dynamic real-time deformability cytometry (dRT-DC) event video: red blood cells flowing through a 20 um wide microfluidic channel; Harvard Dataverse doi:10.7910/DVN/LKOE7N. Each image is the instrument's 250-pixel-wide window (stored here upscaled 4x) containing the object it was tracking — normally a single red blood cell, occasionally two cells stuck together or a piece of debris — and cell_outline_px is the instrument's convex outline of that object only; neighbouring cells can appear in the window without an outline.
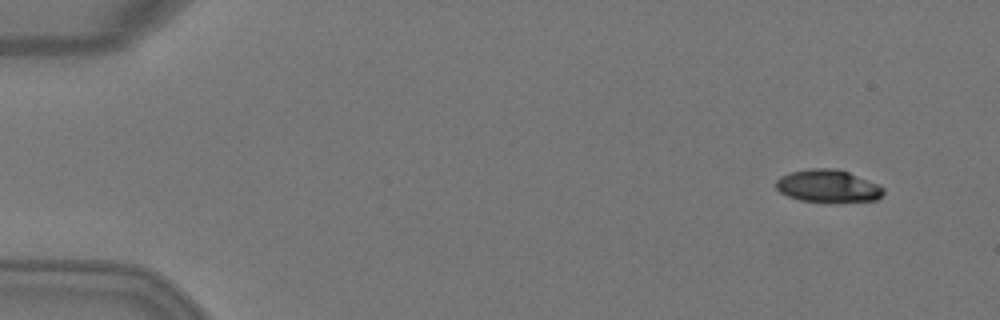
{"species": "Egyptian fruit bat (a non-hibernating species)", "species_latin": "Rousettus aegyptiacus", "temperature_condition": "warm", "stored_images_in_passage": 3, "camera_frame_rate_fps": 3000, "um_per_image_px": 0.085, "animal": {"sex": "female"}, "frame": {"image": 1, "passage_image": 1, "time_ms": 0.0, "image_size_px": [1000, 320], "cell_outline_px": [[884, 192], [876, 200], [800, 200], [788, 196], [780, 192], [776, 188], [776, 180], [780, 176], [792, 172], [812, 168], [836, 168], [848, 172], [876, 184], [884, 188]], "centroid_in_image_um": [70.33, 15.78], "position_along_channel_um": 14.7, "area_um2": 19.59}}